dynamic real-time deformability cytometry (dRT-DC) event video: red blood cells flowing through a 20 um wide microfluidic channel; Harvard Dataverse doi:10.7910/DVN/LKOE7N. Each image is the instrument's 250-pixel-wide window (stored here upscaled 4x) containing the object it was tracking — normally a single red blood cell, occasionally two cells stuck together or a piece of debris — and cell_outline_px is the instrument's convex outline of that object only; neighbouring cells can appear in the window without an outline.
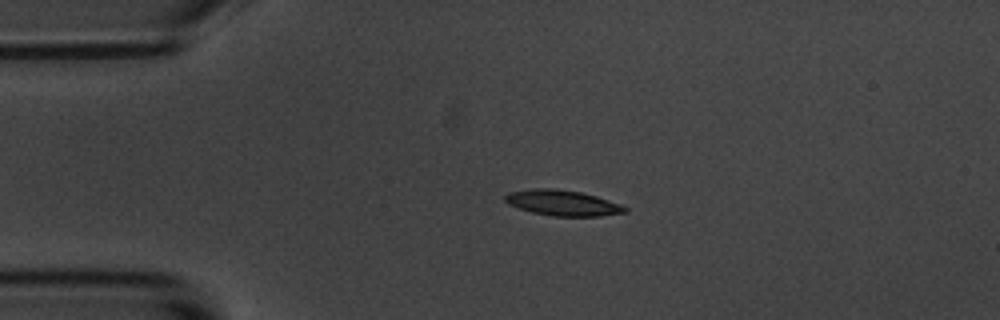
{"species": "common noctule bat (a hibernating species)", "species_latin": "Nyctalus noctula", "temperature_condition": "room temperature", "stored_images_in_passage": 2, "camera_frame_rate_fps": 3000, "um_per_image_px": 0.085, "animal": {"sex": "male", "body_mass_g": 20.1, "forearm_length_mm": 53.5}, "frame": {"image": 1, "passage_image": 1, "time_ms": 0.0, "image_size_px": [1000, 320], "cell_outline_px": [[628, 212], [600, 216], [552, 216], [532, 212], [508, 204], [504, 200], [504, 196], [508, 192], [532, 188], [556, 188], [580, 192], [596, 196], [620, 204], [628, 208]], "centroid_in_image_um": [47.81, 17.24], "position_along_channel_um": 37.2, "area_um2": 17.92}}